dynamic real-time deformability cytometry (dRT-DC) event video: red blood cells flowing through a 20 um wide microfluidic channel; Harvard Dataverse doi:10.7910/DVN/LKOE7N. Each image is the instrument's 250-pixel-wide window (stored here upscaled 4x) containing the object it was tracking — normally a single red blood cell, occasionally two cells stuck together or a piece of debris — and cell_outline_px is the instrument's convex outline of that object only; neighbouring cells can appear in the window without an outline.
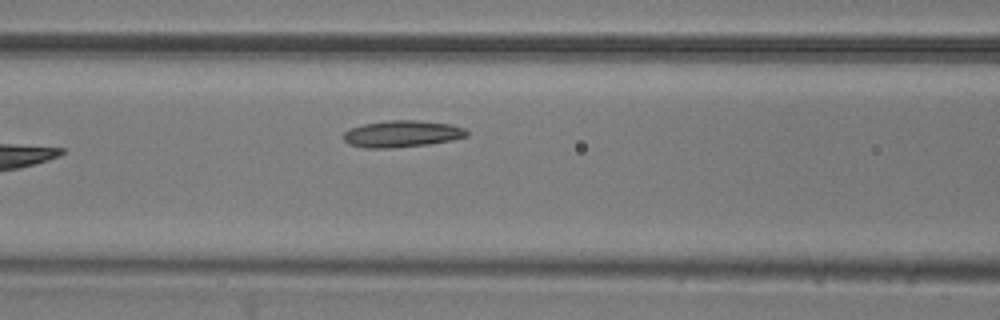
{"species": "common noctule bat (a hibernating species)", "species_latin": "Nyctalus noctula", "temperature_condition": "room temperature", "stored_images_in_passage": 3, "camera_frame_rate_fps": 3000, "um_per_image_px": 0.085, "animal": {"sex": "male", "body_mass_g": 20.5, "forearm_length_mm": 52.5}, "frame": {"image": 1, "passage_image": 3, "time_ms": 0.667, "image_size_px": [1000, 320], "cell_outline_px": [[468, 136], [452, 140], [428, 144], [392, 148], [364, 148], [348, 144], [344, 140], [344, 132], [352, 128], [364, 124], [388, 120], [416, 120], [452, 124], [464, 128], [468, 132]], "centroid_in_image_um": [34.18, 11.38], "position_along_channel_um": 132.4, "area_um2": 19.19}}